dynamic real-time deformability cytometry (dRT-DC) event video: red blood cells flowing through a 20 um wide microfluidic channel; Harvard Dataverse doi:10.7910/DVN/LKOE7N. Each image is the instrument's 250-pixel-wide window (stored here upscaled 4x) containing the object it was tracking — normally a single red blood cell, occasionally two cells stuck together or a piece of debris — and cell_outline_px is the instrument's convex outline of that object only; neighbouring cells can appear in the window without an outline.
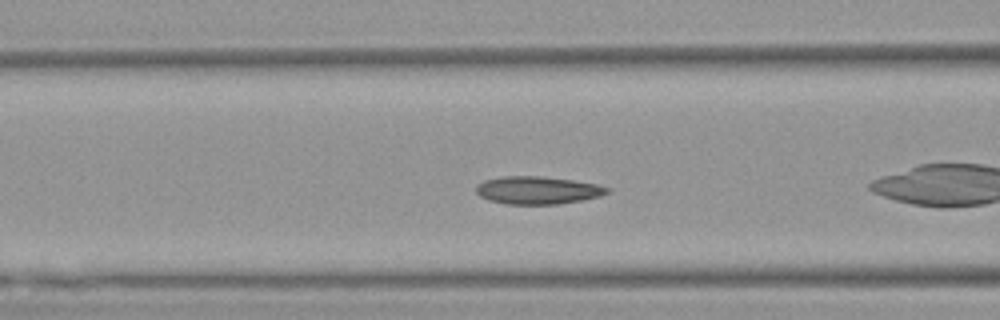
{"species": "Egyptian fruit bat (a non-hibernating species)", "species_latin": "Rousettus aegyptiacus", "temperature_condition": "warm", "stored_images_in_passage": 39, "camera_frame_rate_fps": 3000, "um_per_image_px": 0.085, "animal": {"sex": "female"}, "frame": {"image": 1, "passage_image": 6, "time_ms": 1.667, "image_size_px": [1000, 320], "cell_outline_px": [[608, 192], [600, 196], [580, 200], [556, 204], [508, 204], [488, 200], [480, 196], [476, 192], [476, 184], [484, 180], [500, 176], [540, 176], [572, 180], [596, 184], [608, 188]], "centroid_in_image_um": [45.63, 16.16], "position_along_channel_um": 121.0, "area_um2": 21.04}}
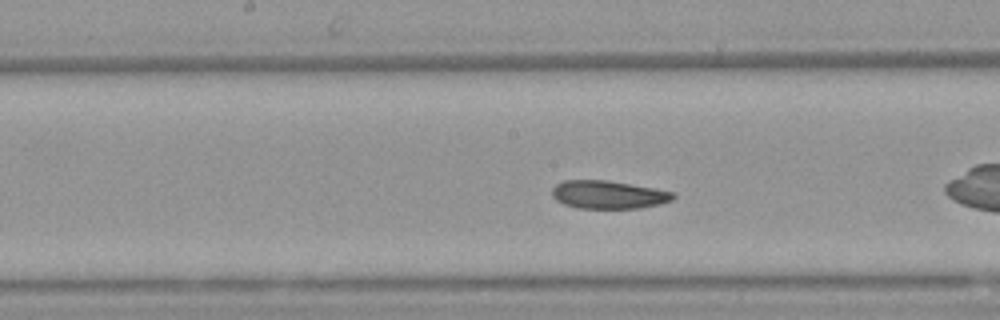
{"frame": {"image": 2, "passage_image": 12, "time_ms": 3.667, "image_size_px": [1000, 320], "cell_outline_px": [[676, 196], [672, 200], [660, 204], [640, 208], [576, 208], [564, 204], [556, 200], [552, 196], [552, 188], [556, 184], [564, 180], [608, 180], [676, 192]], "centroid_in_image_um": [51.72, 16.54], "position_along_channel_um": 196.5, "area_um2": 19.94}, "authors_computed_cell_mechanics": {"area_um2": 20.519, "velocity_mm_per_s": 3.7858, "shape_relaxation_time_tau1_ms": 10.3352, "shape_relaxation_time_tau2_ms": 6.3807, "deformation_change_tau1": 0.1402, "deformation_change_tau2": 0.088}}